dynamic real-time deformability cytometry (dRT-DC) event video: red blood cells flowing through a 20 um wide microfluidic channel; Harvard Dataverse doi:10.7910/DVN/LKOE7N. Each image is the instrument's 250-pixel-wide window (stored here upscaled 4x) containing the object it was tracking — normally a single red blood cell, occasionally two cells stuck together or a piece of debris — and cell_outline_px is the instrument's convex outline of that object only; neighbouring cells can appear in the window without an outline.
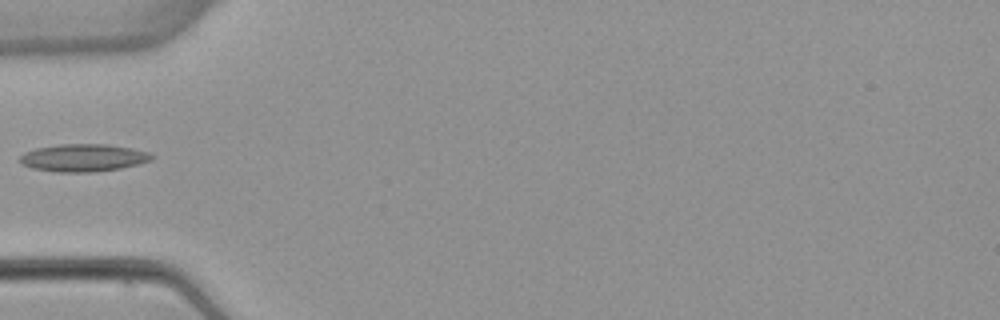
{"species": "common noctule bat (a hibernating species)", "species_latin": "Nyctalus noctula", "temperature_condition": "warm", "stored_images_in_passage": 3, "camera_frame_rate_fps": 3000, "um_per_image_px": 0.085, "animal": {"sex": "female", "body_mass_g": 22.7, "forearm_length_mm": 54.2}, "frame": {"image": 1, "passage_image": 3, "time_ms": 3.667, "image_size_px": [1000, 320], "cell_outline_px": [[152, 156], [148, 160], [136, 164], [120, 168], [92, 172], [56, 172], [32, 168], [24, 164], [20, 160], [20, 156], [24, 152], [36, 148], [60, 144], [108, 144], [132, 148], [148, 152]], "centroid_in_image_um": [7.04, 13.4], "position_along_channel_um": 78.0, "area_um2": 20.87}}